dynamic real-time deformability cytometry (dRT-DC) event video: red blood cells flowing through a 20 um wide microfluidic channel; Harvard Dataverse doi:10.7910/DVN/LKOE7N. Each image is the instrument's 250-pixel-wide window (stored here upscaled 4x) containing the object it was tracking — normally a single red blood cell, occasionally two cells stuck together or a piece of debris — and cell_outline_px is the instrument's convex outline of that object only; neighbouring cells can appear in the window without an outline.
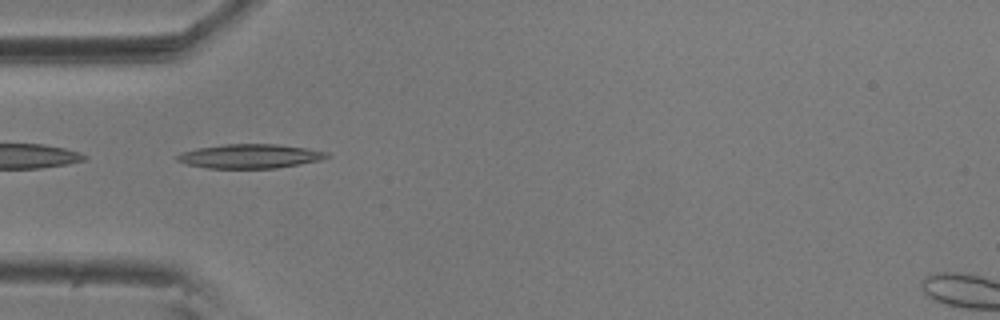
{"species": "common noctule bat (a hibernating species)", "species_latin": "Nyctalus noctula", "temperature_condition": "room temperature", "stored_images_in_passage": 40, "camera_frame_rate_fps": 3000, "um_per_image_px": 0.085, "animal": {"sex": "male", "body_mass_g": 20.5, "forearm_length_mm": 52.5}, "frame": {"image": 1, "passage_image": 2, "time_ms": 0.333, "image_size_px": [1000, 320], "cell_outline_px": [[332, 156], [320, 160], [300, 164], [276, 168], [208, 168], [184, 164], [176, 160], [176, 156], [180, 152], [196, 148], [224, 144], [276, 144], [308, 148], [328, 152]], "centroid_in_image_um": [21.24, 13.27], "position_along_channel_um": 63.8, "area_um2": 21.27}}
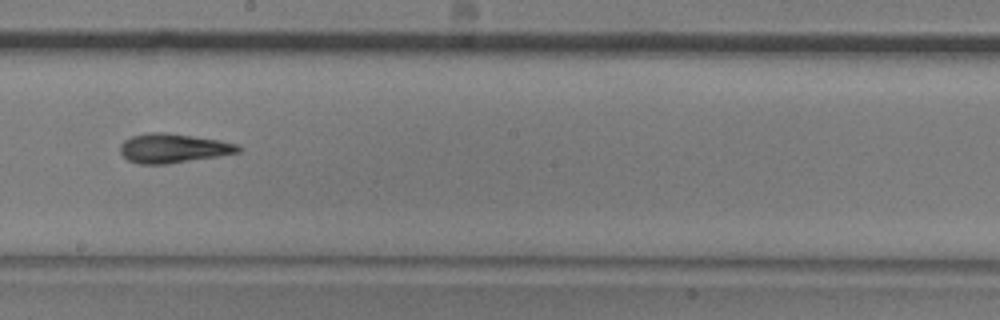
{"frame": {"image": 2, "passage_image": 16, "time_ms": 5.0, "image_size_px": [1000, 320], "cell_outline_px": [[244, 148], [240, 152], [168, 164], [140, 164], [128, 160], [120, 152], [120, 144], [124, 140], [132, 136], [144, 132], [164, 132], [220, 140], [236, 144]], "centroid_in_image_um": [14.7, 12.59], "position_along_channel_um": 233.5, "area_um2": 20.11}}
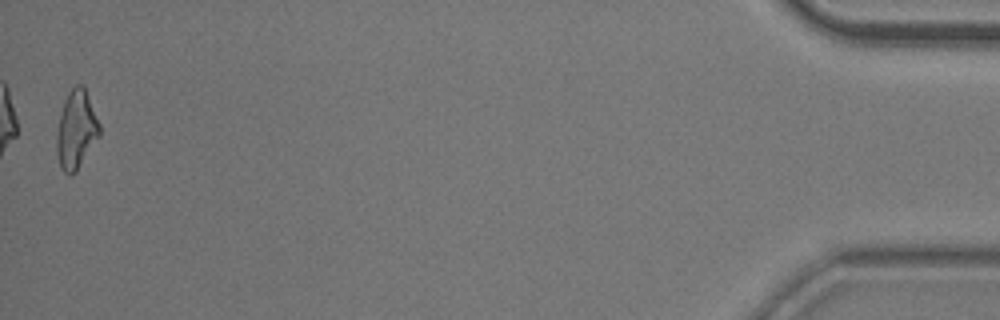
{"frame": {"image": 3, "passage_image": 40, "time_ms": 13.0, "image_size_px": [1000, 320], "cell_outline_px": [[100, 136], [76, 172], [68, 176], [60, 168], [56, 152], [56, 132], [64, 100], [68, 92], [76, 84], [84, 84], [100, 124]], "centroid_in_image_um": [6.48, 11.03], "position_along_channel_um": 428.7, "area_um2": 19.88}, "authors_computed_cell_mechanics": {"area_um2": 19.4208, "velocity_mm_per_s": 3.6254, "shape_relaxation_time_tau1_ms": 8.6146, "shape_relaxation_time_tau2_ms": 4.1475, "deformation_change_tau1": 0.2317, "deformation_change_tau2": 0.1512}}